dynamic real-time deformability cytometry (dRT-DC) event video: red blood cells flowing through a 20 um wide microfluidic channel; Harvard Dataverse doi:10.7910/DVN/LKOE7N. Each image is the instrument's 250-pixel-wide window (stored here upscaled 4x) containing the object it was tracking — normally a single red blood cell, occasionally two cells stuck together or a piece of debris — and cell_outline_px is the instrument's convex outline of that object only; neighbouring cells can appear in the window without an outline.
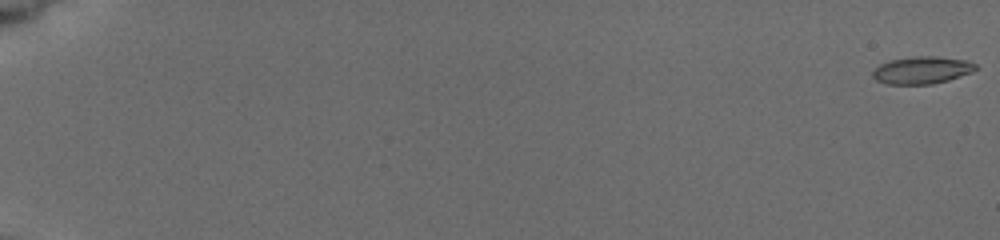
{"species": "common noctule bat (a hibernating species)", "species_latin": "Nyctalus noctula", "temperature_condition": "cold", "stored_images_in_passage": 10, "camera_frame_rate_fps": 3000, "um_per_image_px": 0.085, "animal": {"sex": "female", "body_mass_g": 19.5, "forearm_length_mm": 54.1}, "frame": {"image": 1, "passage_image": 1, "time_ms": 0.0, "image_size_px": [1000, 240], "cell_outline_px": [[976, 68], [972, 72], [948, 80], [932, 84], [884, 84], [876, 80], [872, 76], [872, 72], [880, 64], [888, 60], [912, 56], [936, 56], [968, 60], [976, 64]], "centroid_in_image_um": [78.34, 5.95], "position_along_channel_um": 6.7, "area_um2": 16.53}}
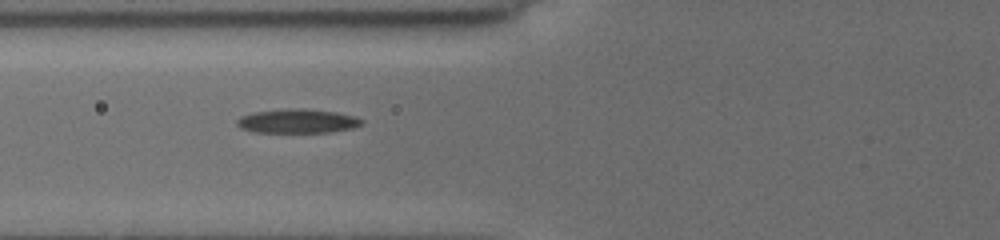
{"frame": {"image": 2, "passage_image": 9, "time_ms": 8.0, "image_size_px": [1000, 240], "cell_outline_px": [[364, 120], [360, 124], [352, 128], [328, 132], [252, 132], [240, 128], [236, 124], [236, 120], [240, 116], [256, 112], [288, 108], [304, 108], [336, 112], [352, 116]], "centroid_in_image_um": [25.23, 10.29], "position_along_channel_um": 100.6, "area_um2": 17.4}}
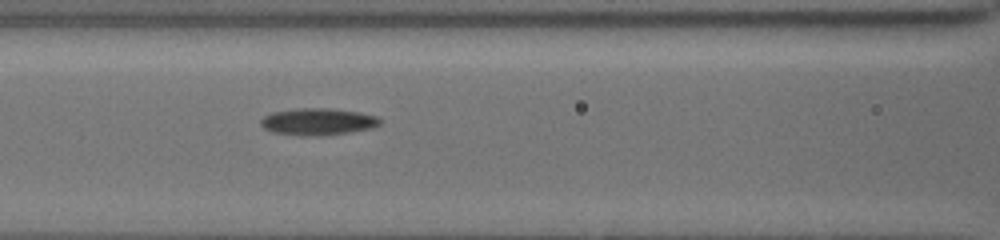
{"frame": {"image": 3, "passage_image": 10, "time_ms": 9.0, "image_size_px": [1000, 240], "cell_outline_px": [[380, 124], [372, 128], [348, 132], [308, 136], [304, 136], [272, 132], [264, 128], [260, 124], [260, 120], [264, 116], [272, 112], [296, 108], [328, 108], [360, 112], [376, 116], [380, 120]], "centroid_in_image_um": [26.98, 10.33], "position_along_channel_um": 139.6, "area_um2": 18.55}}